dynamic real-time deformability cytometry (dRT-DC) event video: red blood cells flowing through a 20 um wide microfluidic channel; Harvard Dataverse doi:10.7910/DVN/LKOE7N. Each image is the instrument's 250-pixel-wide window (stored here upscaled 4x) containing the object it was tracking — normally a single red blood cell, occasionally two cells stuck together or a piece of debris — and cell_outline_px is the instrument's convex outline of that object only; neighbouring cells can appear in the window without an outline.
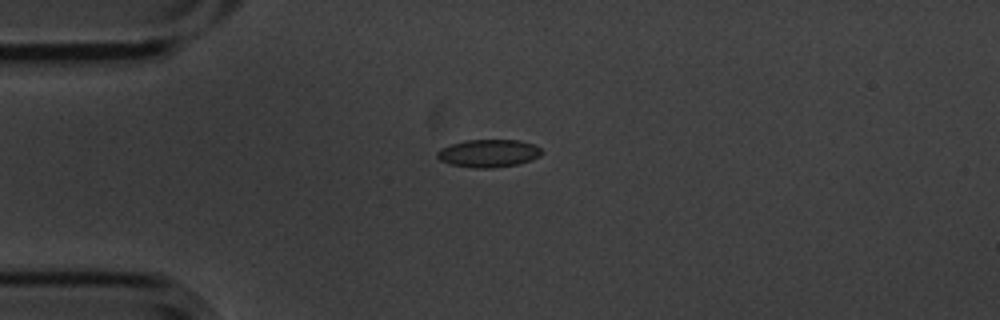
{"species": "common noctule bat (a hibernating species)", "species_latin": "Nyctalus noctula", "temperature_condition": "cold", "stored_images_in_passage": 11, "camera_frame_rate_fps": 3000, "um_per_image_px": 0.085, "animal": {"sex": "male", "body_mass_g": 20.1, "forearm_length_mm": 53.5}, "frame": {"image": 1, "passage_image": 4, "time_ms": 1.0, "image_size_px": [1000, 320], "cell_outline_px": [[544, 152], [540, 156], [532, 160], [516, 164], [492, 168], [472, 168], [448, 164], [440, 160], [436, 156], [436, 152], [440, 148], [464, 140], [520, 140], [536, 144]], "centroid_in_image_um": [41.53, 13.03], "position_along_channel_um": 43.5, "area_um2": 17.17}}
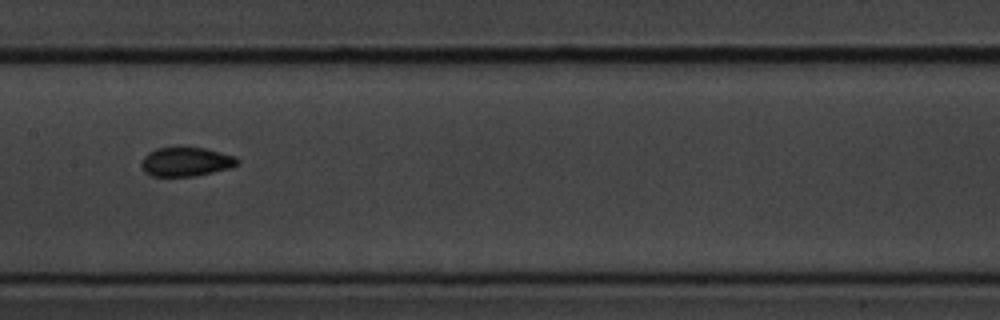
{"frame": {"image": 2, "passage_image": 8, "time_ms": 2.333, "image_size_px": [1000, 320], "cell_outline_px": [[240, 164], [232, 168], [196, 176], [152, 176], [144, 172], [140, 164], [144, 156], [148, 152], [156, 148], [204, 148], [236, 156], [240, 160]], "centroid_in_image_um": [15.84, 13.76], "position_along_channel_um": 191.6, "area_um2": 16.42}}
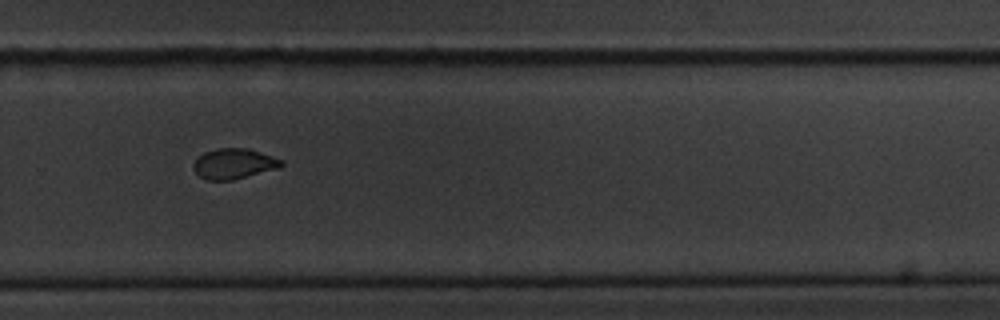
{"frame": {"image": 3, "passage_image": 11, "time_ms": 3.333, "image_size_px": [1000, 320], "cell_outline_px": [[284, 164], [280, 168], [232, 180], [208, 180], [200, 176], [192, 168], [192, 164], [204, 152], [216, 148], [248, 148], [284, 160]], "centroid_in_image_um": [19.9, 13.91], "position_along_channel_um": 309.9, "area_um2": 15.61}}